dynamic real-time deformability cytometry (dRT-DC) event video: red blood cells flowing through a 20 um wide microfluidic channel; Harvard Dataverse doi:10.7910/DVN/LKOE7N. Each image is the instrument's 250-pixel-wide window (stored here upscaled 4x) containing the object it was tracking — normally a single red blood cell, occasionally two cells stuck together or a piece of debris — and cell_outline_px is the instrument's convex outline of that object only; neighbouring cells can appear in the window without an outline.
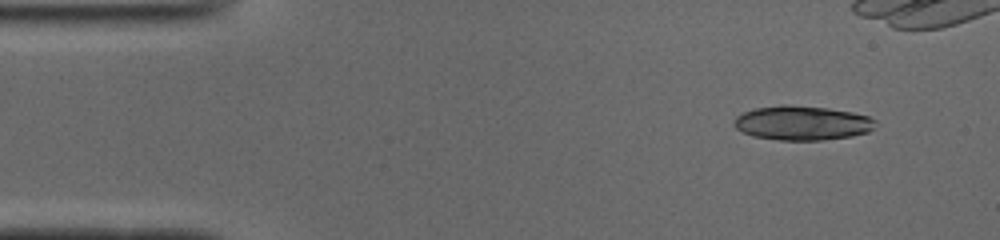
{"species": "common noctule bat (a hibernating species)", "species_latin": "Nyctalus noctula", "temperature_condition": "cold", "stored_images_in_passage": 20, "camera_frame_rate_fps": 3000, "um_per_image_px": 0.085, "animal": {"sex": "male", "body_mass_g": 19.0, "forearm_length_mm": 50.8}, "frame": {"image": 1, "passage_image": 4, "time_ms": 1.0, "image_size_px": [1000, 240], "cell_outline_px": [[876, 120], [872, 128], [868, 132], [852, 136], [820, 140], [780, 140], [752, 136], [736, 128], [732, 124], [736, 116], [744, 112], [756, 108], [780, 104], [788, 104], [828, 108], [852, 112], [868, 116]], "centroid_in_image_um": [68.16, 10.44], "position_along_channel_um": 16.8, "area_um2": 28.32}}